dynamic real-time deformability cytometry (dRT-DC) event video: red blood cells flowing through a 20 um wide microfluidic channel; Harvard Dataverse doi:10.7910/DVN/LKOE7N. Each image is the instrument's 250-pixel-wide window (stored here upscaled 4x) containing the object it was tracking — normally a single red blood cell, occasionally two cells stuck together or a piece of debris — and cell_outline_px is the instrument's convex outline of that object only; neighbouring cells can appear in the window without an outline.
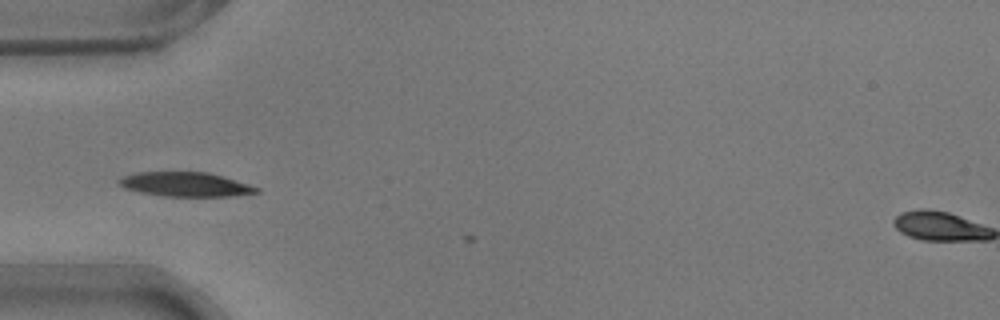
{"species": "common noctule bat (a hibernating species)", "species_latin": "Nyctalus noctula", "temperature_condition": "warm", "stored_images_in_passage": 4, "camera_frame_rate_fps": 3000, "um_per_image_px": 0.085, "animal": {"sex": "male", "body_mass_g": 17.9}, "frame": {"image": 1, "passage_image": 1, "time_ms": 0.0, "image_size_px": [1000, 320], "cell_outline_px": [[260, 192], [232, 196], [164, 196], [140, 192], [124, 188], [116, 180], [124, 176], [136, 172], [208, 172], [248, 184], [260, 188]], "centroid_in_image_um": [15.75, 15.67], "position_along_channel_um": 69.2, "area_um2": 19.36}}